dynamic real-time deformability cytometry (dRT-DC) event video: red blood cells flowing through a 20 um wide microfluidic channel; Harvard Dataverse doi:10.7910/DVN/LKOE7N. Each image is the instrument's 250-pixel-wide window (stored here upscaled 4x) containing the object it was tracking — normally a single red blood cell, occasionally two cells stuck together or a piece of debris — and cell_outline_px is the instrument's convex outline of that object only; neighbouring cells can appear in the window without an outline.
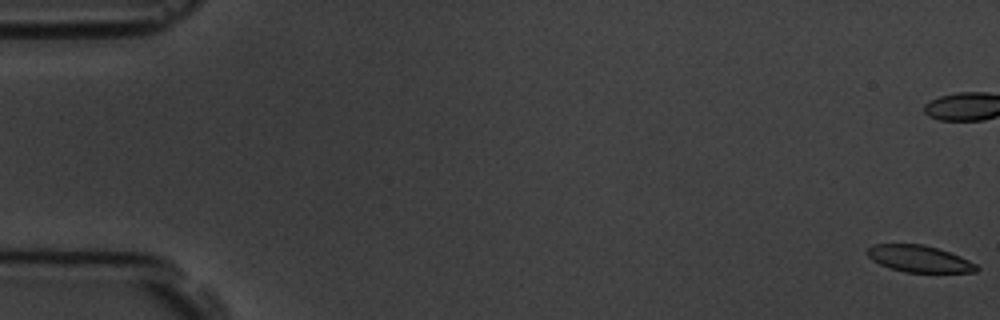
{"species": "common noctule bat (a hibernating species)", "species_latin": "Nyctalus noctula", "temperature_condition": "room temperature", "stored_images_in_passage": 59, "camera_frame_rate_fps": 3000, "um_per_image_px": 0.085, "animal": {"sex": "male", "body_mass_g": 19.5, "forearm_length_mm": 54.6}, "frame": {"image": 1, "passage_image": 1, "time_ms": 0.0, "image_size_px": [1000, 320], "cell_outline_px": [[980, 268], [976, 272], [904, 272], [880, 264], [872, 260], [868, 256], [868, 248], [872, 244], [924, 244], [960, 256], [976, 264]], "centroid_in_image_um": [78.14, 21.99], "position_along_channel_um": 6.9, "area_um2": 16.82}}
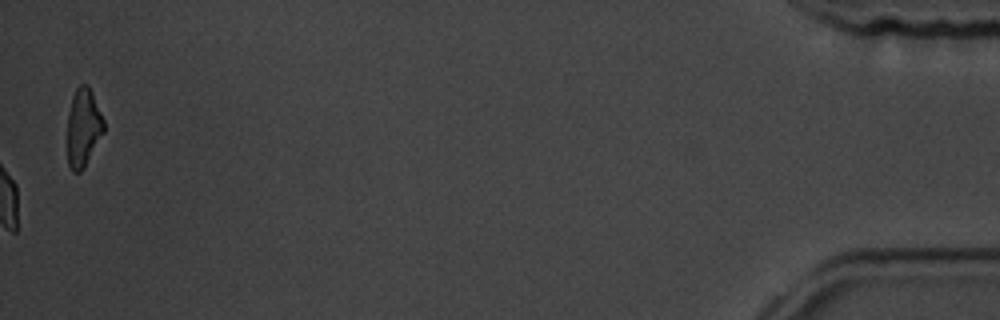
{"frame": {"image": 2, "passage_image": 59, "time_ms": 19.333, "image_size_px": [1000, 320], "cell_outline_px": [[104, 132], [84, 168], [80, 172], [72, 172], [68, 164], [68, 112], [72, 96], [76, 88], [80, 84], [88, 84], [92, 92], [104, 120]], "centroid_in_image_um": [7.08, 10.84], "position_along_channel_um": 428.1, "area_um2": 16.65}, "authors_computed_cell_mechanics": {"area_um2": 18.9006, "velocity_mm_per_s": 3.5861, "shape_relaxation_time_tau1_ms": 4.6829, "shape_relaxation_time_tau2_ms": 2.3446, "deformation_change_tau1": 0.1333, "deformation_change_tau2": 0.0716}}